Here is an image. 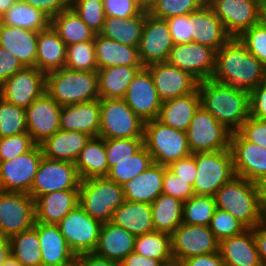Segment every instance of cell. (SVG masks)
Listing matches in <instances>:
<instances>
[{"label": "cell", "mask_w": 266, "mask_h": 266, "mask_svg": "<svg viewBox=\"0 0 266 266\" xmlns=\"http://www.w3.org/2000/svg\"><path fill=\"white\" fill-rule=\"evenodd\" d=\"M155 231L172 234L182 224L183 202L161 193L151 204Z\"/></svg>", "instance_id": "obj_40"}, {"label": "cell", "mask_w": 266, "mask_h": 266, "mask_svg": "<svg viewBox=\"0 0 266 266\" xmlns=\"http://www.w3.org/2000/svg\"><path fill=\"white\" fill-rule=\"evenodd\" d=\"M0 266H22L13 256H9V258L2 263Z\"/></svg>", "instance_id": "obj_70"}, {"label": "cell", "mask_w": 266, "mask_h": 266, "mask_svg": "<svg viewBox=\"0 0 266 266\" xmlns=\"http://www.w3.org/2000/svg\"><path fill=\"white\" fill-rule=\"evenodd\" d=\"M197 166V176L193 184L196 195L214 196L233 177V157L230 148L216 152L193 153Z\"/></svg>", "instance_id": "obj_7"}, {"label": "cell", "mask_w": 266, "mask_h": 266, "mask_svg": "<svg viewBox=\"0 0 266 266\" xmlns=\"http://www.w3.org/2000/svg\"><path fill=\"white\" fill-rule=\"evenodd\" d=\"M27 132L26 109L0 96V138Z\"/></svg>", "instance_id": "obj_46"}, {"label": "cell", "mask_w": 266, "mask_h": 266, "mask_svg": "<svg viewBox=\"0 0 266 266\" xmlns=\"http://www.w3.org/2000/svg\"><path fill=\"white\" fill-rule=\"evenodd\" d=\"M35 201L29 193L0 190V235L10 238L34 227Z\"/></svg>", "instance_id": "obj_10"}, {"label": "cell", "mask_w": 266, "mask_h": 266, "mask_svg": "<svg viewBox=\"0 0 266 266\" xmlns=\"http://www.w3.org/2000/svg\"><path fill=\"white\" fill-rule=\"evenodd\" d=\"M91 136L75 130H59L40 144L43 156L75 163Z\"/></svg>", "instance_id": "obj_29"}, {"label": "cell", "mask_w": 266, "mask_h": 266, "mask_svg": "<svg viewBox=\"0 0 266 266\" xmlns=\"http://www.w3.org/2000/svg\"><path fill=\"white\" fill-rule=\"evenodd\" d=\"M135 236L155 231L152 219V206L149 203L126 200L113 212L110 221Z\"/></svg>", "instance_id": "obj_33"}, {"label": "cell", "mask_w": 266, "mask_h": 266, "mask_svg": "<svg viewBox=\"0 0 266 266\" xmlns=\"http://www.w3.org/2000/svg\"><path fill=\"white\" fill-rule=\"evenodd\" d=\"M61 108L45 91L26 109L27 132L36 145L60 130Z\"/></svg>", "instance_id": "obj_19"}, {"label": "cell", "mask_w": 266, "mask_h": 266, "mask_svg": "<svg viewBox=\"0 0 266 266\" xmlns=\"http://www.w3.org/2000/svg\"><path fill=\"white\" fill-rule=\"evenodd\" d=\"M235 176L251 182L266 175V148L247 141L238 131L230 138Z\"/></svg>", "instance_id": "obj_20"}, {"label": "cell", "mask_w": 266, "mask_h": 266, "mask_svg": "<svg viewBox=\"0 0 266 266\" xmlns=\"http://www.w3.org/2000/svg\"><path fill=\"white\" fill-rule=\"evenodd\" d=\"M43 158L40 145L11 160L0 161V190L29 193Z\"/></svg>", "instance_id": "obj_14"}, {"label": "cell", "mask_w": 266, "mask_h": 266, "mask_svg": "<svg viewBox=\"0 0 266 266\" xmlns=\"http://www.w3.org/2000/svg\"><path fill=\"white\" fill-rule=\"evenodd\" d=\"M166 168V166L153 163L144 172L122 184L125 199L152 204L162 193Z\"/></svg>", "instance_id": "obj_30"}, {"label": "cell", "mask_w": 266, "mask_h": 266, "mask_svg": "<svg viewBox=\"0 0 266 266\" xmlns=\"http://www.w3.org/2000/svg\"><path fill=\"white\" fill-rule=\"evenodd\" d=\"M50 25L65 44L94 41L96 33L72 9H66L51 18Z\"/></svg>", "instance_id": "obj_39"}, {"label": "cell", "mask_w": 266, "mask_h": 266, "mask_svg": "<svg viewBox=\"0 0 266 266\" xmlns=\"http://www.w3.org/2000/svg\"><path fill=\"white\" fill-rule=\"evenodd\" d=\"M46 92L61 106L100 99L97 71L66 67L46 74Z\"/></svg>", "instance_id": "obj_3"}, {"label": "cell", "mask_w": 266, "mask_h": 266, "mask_svg": "<svg viewBox=\"0 0 266 266\" xmlns=\"http://www.w3.org/2000/svg\"><path fill=\"white\" fill-rule=\"evenodd\" d=\"M220 241L208 226L182 223L171 234V251L174 264L194 256L219 252Z\"/></svg>", "instance_id": "obj_13"}, {"label": "cell", "mask_w": 266, "mask_h": 266, "mask_svg": "<svg viewBox=\"0 0 266 266\" xmlns=\"http://www.w3.org/2000/svg\"><path fill=\"white\" fill-rule=\"evenodd\" d=\"M67 45L50 25L38 32L35 67L45 74L65 67Z\"/></svg>", "instance_id": "obj_31"}, {"label": "cell", "mask_w": 266, "mask_h": 266, "mask_svg": "<svg viewBox=\"0 0 266 266\" xmlns=\"http://www.w3.org/2000/svg\"><path fill=\"white\" fill-rule=\"evenodd\" d=\"M81 180L106 177L109 171L105 139L91 137L75 162Z\"/></svg>", "instance_id": "obj_37"}, {"label": "cell", "mask_w": 266, "mask_h": 266, "mask_svg": "<svg viewBox=\"0 0 266 266\" xmlns=\"http://www.w3.org/2000/svg\"><path fill=\"white\" fill-rule=\"evenodd\" d=\"M19 0H0V17L5 14L9 8Z\"/></svg>", "instance_id": "obj_69"}, {"label": "cell", "mask_w": 266, "mask_h": 266, "mask_svg": "<svg viewBox=\"0 0 266 266\" xmlns=\"http://www.w3.org/2000/svg\"><path fill=\"white\" fill-rule=\"evenodd\" d=\"M173 45L168 22L153 16L146 7L145 22L138 45L142 65L146 67L168 61Z\"/></svg>", "instance_id": "obj_15"}, {"label": "cell", "mask_w": 266, "mask_h": 266, "mask_svg": "<svg viewBox=\"0 0 266 266\" xmlns=\"http://www.w3.org/2000/svg\"><path fill=\"white\" fill-rule=\"evenodd\" d=\"M145 16L146 8L132 18L106 17L99 35L121 44L138 47Z\"/></svg>", "instance_id": "obj_38"}, {"label": "cell", "mask_w": 266, "mask_h": 266, "mask_svg": "<svg viewBox=\"0 0 266 266\" xmlns=\"http://www.w3.org/2000/svg\"><path fill=\"white\" fill-rule=\"evenodd\" d=\"M171 172L179 176L184 181H187L193 186L197 176V166L193 153L187 157L174 161L167 167Z\"/></svg>", "instance_id": "obj_58"}, {"label": "cell", "mask_w": 266, "mask_h": 266, "mask_svg": "<svg viewBox=\"0 0 266 266\" xmlns=\"http://www.w3.org/2000/svg\"><path fill=\"white\" fill-rule=\"evenodd\" d=\"M170 28L173 44L193 42L197 31L194 26V12L187 15L175 16L166 19Z\"/></svg>", "instance_id": "obj_53"}, {"label": "cell", "mask_w": 266, "mask_h": 266, "mask_svg": "<svg viewBox=\"0 0 266 266\" xmlns=\"http://www.w3.org/2000/svg\"><path fill=\"white\" fill-rule=\"evenodd\" d=\"M144 146L154 163L166 167L192 154L186 132L165 125L158 119L144 123Z\"/></svg>", "instance_id": "obj_6"}, {"label": "cell", "mask_w": 266, "mask_h": 266, "mask_svg": "<svg viewBox=\"0 0 266 266\" xmlns=\"http://www.w3.org/2000/svg\"><path fill=\"white\" fill-rule=\"evenodd\" d=\"M200 0H152L148 12L153 16L168 19L175 16L187 15L202 7Z\"/></svg>", "instance_id": "obj_48"}, {"label": "cell", "mask_w": 266, "mask_h": 266, "mask_svg": "<svg viewBox=\"0 0 266 266\" xmlns=\"http://www.w3.org/2000/svg\"><path fill=\"white\" fill-rule=\"evenodd\" d=\"M260 0H216L210 5L231 37L258 24Z\"/></svg>", "instance_id": "obj_21"}, {"label": "cell", "mask_w": 266, "mask_h": 266, "mask_svg": "<svg viewBox=\"0 0 266 266\" xmlns=\"http://www.w3.org/2000/svg\"><path fill=\"white\" fill-rule=\"evenodd\" d=\"M178 266H225L220 252L194 256L182 260Z\"/></svg>", "instance_id": "obj_62"}, {"label": "cell", "mask_w": 266, "mask_h": 266, "mask_svg": "<svg viewBox=\"0 0 266 266\" xmlns=\"http://www.w3.org/2000/svg\"><path fill=\"white\" fill-rule=\"evenodd\" d=\"M71 8L90 29L99 34L106 18L103 0H72Z\"/></svg>", "instance_id": "obj_49"}, {"label": "cell", "mask_w": 266, "mask_h": 266, "mask_svg": "<svg viewBox=\"0 0 266 266\" xmlns=\"http://www.w3.org/2000/svg\"><path fill=\"white\" fill-rule=\"evenodd\" d=\"M186 134L191 153L216 152L230 148L232 132L201 105L194 113Z\"/></svg>", "instance_id": "obj_9"}, {"label": "cell", "mask_w": 266, "mask_h": 266, "mask_svg": "<svg viewBox=\"0 0 266 266\" xmlns=\"http://www.w3.org/2000/svg\"><path fill=\"white\" fill-rule=\"evenodd\" d=\"M254 240L258 250L259 259L266 266V219L252 228Z\"/></svg>", "instance_id": "obj_64"}, {"label": "cell", "mask_w": 266, "mask_h": 266, "mask_svg": "<svg viewBox=\"0 0 266 266\" xmlns=\"http://www.w3.org/2000/svg\"><path fill=\"white\" fill-rule=\"evenodd\" d=\"M200 105L232 133L250 116L249 94L213 79L198 83Z\"/></svg>", "instance_id": "obj_2"}, {"label": "cell", "mask_w": 266, "mask_h": 266, "mask_svg": "<svg viewBox=\"0 0 266 266\" xmlns=\"http://www.w3.org/2000/svg\"><path fill=\"white\" fill-rule=\"evenodd\" d=\"M203 6H210L213 4L216 0H200Z\"/></svg>", "instance_id": "obj_71"}, {"label": "cell", "mask_w": 266, "mask_h": 266, "mask_svg": "<svg viewBox=\"0 0 266 266\" xmlns=\"http://www.w3.org/2000/svg\"><path fill=\"white\" fill-rule=\"evenodd\" d=\"M46 74L36 67H23L0 85V96L27 109L46 90Z\"/></svg>", "instance_id": "obj_17"}, {"label": "cell", "mask_w": 266, "mask_h": 266, "mask_svg": "<svg viewBox=\"0 0 266 266\" xmlns=\"http://www.w3.org/2000/svg\"><path fill=\"white\" fill-rule=\"evenodd\" d=\"M144 146V138L105 139L107 160L129 159Z\"/></svg>", "instance_id": "obj_54"}, {"label": "cell", "mask_w": 266, "mask_h": 266, "mask_svg": "<svg viewBox=\"0 0 266 266\" xmlns=\"http://www.w3.org/2000/svg\"><path fill=\"white\" fill-rule=\"evenodd\" d=\"M94 46L98 69L111 66H143L138 47L121 44L99 34L94 37Z\"/></svg>", "instance_id": "obj_32"}, {"label": "cell", "mask_w": 266, "mask_h": 266, "mask_svg": "<svg viewBox=\"0 0 266 266\" xmlns=\"http://www.w3.org/2000/svg\"><path fill=\"white\" fill-rule=\"evenodd\" d=\"M11 255L9 238L0 235V265Z\"/></svg>", "instance_id": "obj_67"}, {"label": "cell", "mask_w": 266, "mask_h": 266, "mask_svg": "<svg viewBox=\"0 0 266 266\" xmlns=\"http://www.w3.org/2000/svg\"><path fill=\"white\" fill-rule=\"evenodd\" d=\"M42 254V266H69L76 258L57 224L35 221Z\"/></svg>", "instance_id": "obj_23"}, {"label": "cell", "mask_w": 266, "mask_h": 266, "mask_svg": "<svg viewBox=\"0 0 266 266\" xmlns=\"http://www.w3.org/2000/svg\"><path fill=\"white\" fill-rule=\"evenodd\" d=\"M34 201L36 222L58 224L79 205V189L47 193L37 197Z\"/></svg>", "instance_id": "obj_25"}, {"label": "cell", "mask_w": 266, "mask_h": 266, "mask_svg": "<svg viewBox=\"0 0 266 266\" xmlns=\"http://www.w3.org/2000/svg\"><path fill=\"white\" fill-rule=\"evenodd\" d=\"M258 23L266 28V0L259 1Z\"/></svg>", "instance_id": "obj_68"}, {"label": "cell", "mask_w": 266, "mask_h": 266, "mask_svg": "<svg viewBox=\"0 0 266 266\" xmlns=\"http://www.w3.org/2000/svg\"><path fill=\"white\" fill-rule=\"evenodd\" d=\"M23 68L15 56L0 47V85Z\"/></svg>", "instance_id": "obj_60"}, {"label": "cell", "mask_w": 266, "mask_h": 266, "mask_svg": "<svg viewBox=\"0 0 266 266\" xmlns=\"http://www.w3.org/2000/svg\"><path fill=\"white\" fill-rule=\"evenodd\" d=\"M216 210L213 196L194 194L183 202L182 223L187 225L209 226Z\"/></svg>", "instance_id": "obj_45"}, {"label": "cell", "mask_w": 266, "mask_h": 266, "mask_svg": "<svg viewBox=\"0 0 266 266\" xmlns=\"http://www.w3.org/2000/svg\"><path fill=\"white\" fill-rule=\"evenodd\" d=\"M0 23L10 27H20L40 32L50 26L51 18L40 9L19 0L0 17Z\"/></svg>", "instance_id": "obj_41"}, {"label": "cell", "mask_w": 266, "mask_h": 266, "mask_svg": "<svg viewBox=\"0 0 266 266\" xmlns=\"http://www.w3.org/2000/svg\"><path fill=\"white\" fill-rule=\"evenodd\" d=\"M144 123L124 99H100L99 137L144 138Z\"/></svg>", "instance_id": "obj_8"}, {"label": "cell", "mask_w": 266, "mask_h": 266, "mask_svg": "<svg viewBox=\"0 0 266 266\" xmlns=\"http://www.w3.org/2000/svg\"><path fill=\"white\" fill-rule=\"evenodd\" d=\"M65 67L76 71H97L94 41L68 45Z\"/></svg>", "instance_id": "obj_47"}, {"label": "cell", "mask_w": 266, "mask_h": 266, "mask_svg": "<svg viewBox=\"0 0 266 266\" xmlns=\"http://www.w3.org/2000/svg\"><path fill=\"white\" fill-rule=\"evenodd\" d=\"M250 116L266 121V79L249 94Z\"/></svg>", "instance_id": "obj_59"}, {"label": "cell", "mask_w": 266, "mask_h": 266, "mask_svg": "<svg viewBox=\"0 0 266 266\" xmlns=\"http://www.w3.org/2000/svg\"><path fill=\"white\" fill-rule=\"evenodd\" d=\"M144 66H111L98 69L100 99H124L134 76Z\"/></svg>", "instance_id": "obj_35"}, {"label": "cell", "mask_w": 266, "mask_h": 266, "mask_svg": "<svg viewBox=\"0 0 266 266\" xmlns=\"http://www.w3.org/2000/svg\"><path fill=\"white\" fill-rule=\"evenodd\" d=\"M81 178L75 163L43 156L29 194L37 197L60 190L79 189Z\"/></svg>", "instance_id": "obj_12"}, {"label": "cell", "mask_w": 266, "mask_h": 266, "mask_svg": "<svg viewBox=\"0 0 266 266\" xmlns=\"http://www.w3.org/2000/svg\"><path fill=\"white\" fill-rule=\"evenodd\" d=\"M216 50L197 42L174 44L168 62L192 76L198 83L211 79Z\"/></svg>", "instance_id": "obj_16"}, {"label": "cell", "mask_w": 266, "mask_h": 266, "mask_svg": "<svg viewBox=\"0 0 266 266\" xmlns=\"http://www.w3.org/2000/svg\"><path fill=\"white\" fill-rule=\"evenodd\" d=\"M258 205L262 216L266 219V175L254 181Z\"/></svg>", "instance_id": "obj_66"}, {"label": "cell", "mask_w": 266, "mask_h": 266, "mask_svg": "<svg viewBox=\"0 0 266 266\" xmlns=\"http://www.w3.org/2000/svg\"><path fill=\"white\" fill-rule=\"evenodd\" d=\"M162 193L182 202L189 200L194 195L193 186L176 176L168 168L164 171Z\"/></svg>", "instance_id": "obj_56"}, {"label": "cell", "mask_w": 266, "mask_h": 266, "mask_svg": "<svg viewBox=\"0 0 266 266\" xmlns=\"http://www.w3.org/2000/svg\"><path fill=\"white\" fill-rule=\"evenodd\" d=\"M152 0H145L146 6L151 2Z\"/></svg>", "instance_id": "obj_72"}, {"label": "cell", "mask_w": 266, "mask_h": 266, "mask_svg": "<svg viewBox=\"0 0 266 266\" xmlns=\"http://www.w3.org/2000/svg\"><path fill=\"white\" fill-rule=\"evenodd\" d=\"M194 26L197 34L193 42L212 47L216 51L231 38L210 6H202L194 11Z\"/></svg>", "instance_id": "obj_36"}, {"label": "cell", "mask_w": 266, "mask_h": 266, "mask_svg": "<svg viewBox=\"0 0 266 266\" xmlns=\"http://www.w3.org/2000/svg\"><path fill=\"white\" fill-rule=\"evenodd\" d=\"M34 8L40 9L50 18L63 10L71 8L72 0H22Z\"/></svg>", "instance_id": "obj_61"}, {"label": "cell", "mask_w": 266, "mask_h": 266, "mask_svg": "<svg viewBox=\"0 0 266 266\" xmlns=\"http://www.w3.org/2000/svg\"><path fill=\"white\" fill-rule=\"evenodd\" d=\"M199 107L200 94L197 88L190 94L162 102L157 119L176 130L186 132Z\"/></svg>", "instance_id": "obj_34"}, {"label": "cell", "mask_w": 266, "mask_h": 266, "mask_svg": "<svg viewBox=\"0 0 266 266\" xmlns=\"http://www.w3.org/2000/svg\"><path fill=\"white\" fill-rule=\"evenodd\" d=\"M36 144L28 132L0 138V161L11 160L30 151Z\"/></svg>", "instance_id": "obj_52"}, {"label": "cell", "mask_w": 266, "mask_h": 266, "mask_svg": "<svg viewBox=\"0 0 266 266\" xmlns=\"http://www.w3.org/2000/svg\"><path fill=\"white\" fill-rule=\"evenodd\" d=\"M11 256L22 266H42L37 230L33 227L9 238Z\"/></svg>", "instance_id": "obj_44"}, {"label": "cell", "mask_w": 266, "mask_h": 266, "mask_svg": "<svg viewBox=\"0 0 266 266\" xmlns=\"http://www.w3.org/2000/svg\"><path fill=\"white\" fill-rule=\"evenodd\" d=\"M136 236L111 222L102 223L94 254L120 263L134 250Z\"/></svg>", "instance_id": "obj_28"}, {"label": "cell", "mask_w": 266, "mask_h": 266, "mask_svg": "<svg viewBox=\"0 0 266 266\" xmlns=\"http://www.w3.org/2000/svg\"><path fill=\"white\" fill-rule=\"evenodd\" d=\"M74 262L77 266H120V263L100 257L94 253L77 255Z\"/></svg>", "instance_id": "obj_63"}, {"label": "cell", "mask_w": 266, "mask_h": 266, "mask_svg": "<svg viewBox=\"0 0 266 266\" xmlns=\"http://www.w3.org/2000/svg\"><path fill=\"white\" fill-rule=\"evenodd\" d=\"M38 32L0 23V47L15 56L23 67H35Z\"/></svg>", "instance_id": "obj_26"}, {"label": "cell", "mask_w": 266, "mask_h": 266, "mask_svg": "<svg viewBox=\"0 0 266 266\" xmlns=\"http://www.w3.org/2000/svg\"><path fill=\"white\" fill-rule=\"evenodd\" d=\"M120 266H164L159 260L144 257L134 252L126 256L121 262Z\"/></svg>", "instance_id": "obj_65"}, {"label": "cell", "mask_w": 266, "mask_h": 266, "mask_svg": "<svg viewBox=\"0 0 266 266\" xmlns=\"http://www.w3.org/2000/svg\"><path fill=\"white\" fill-rule=\"evenodd\" d=\"M152 75L158 96L162 102L185 96L198 88V82L168 61L146 66Z\"/></svg>", "instance_id": "obj_22"}, {"label": "cell", "mask_w": 266, "mask_h": 266, "mask_svg": "<svg viewBox=\"0 0 266 266\" xmlns=\"http://www.w3.org/2000/svg\"><path fill=\"white\" fill-rule=\"evenodd\" d=\"M208 227L219 241L239 235L247 229L227 211L218 208H216Z\"/></svg>", "instance_id": "obj_50"}, {"label": "cell", "mask_w": 266, "mask_h": 266, "mask_svg": "<svg viewBox=\"0 0 266 266\" xmlns=\"http://www.w3.org/2000/svg\"><path fill=\"white\" fill-rule=\"evenodd\" d=\"M125 201L122 185L106 177L81 180L79 206L101 223L110 222L113 212Z\"/></svg>", "instance_id": "obj_5"}, {"label": "cell", "mask_w": 266, "mask_h": 266, "mask_svg": "<svg viewBox=\"0 0 266 266\" xmlns=\"http://www.w3.org/2000/svg\"><path fill=\"white\" fill-rule=\"evenodd\" d=\"M133 252L144 257L157 259L164 266L174 264L171 251V235L164 232L153 231L136 236Z\"/></svg>", "instance_id": "obj_42"}, {"label": "cell", "mask_w": 266, "mask_h": 266, "mask_svg": "<svg viewBox=\"0 0 266 266\" xmlns=\"http://www.w3.org/2000/svg\"><path fill=\"white\" fill-rule=\"evenodd\" d=\"M60 129L75 130L98 137L100 130V99L62 106Z\"/></svg>", "instance_id": "obj_24"}, {"label": "cell", "mask_w": 266, "mask_h": 266, "mask_svg": "<svg viewBox=\"0 0 266 266\" xmlns=\"http://www.w3.org/2000/svg\"><path fill=\"white\" fill-rule=\"evenodd\" d=\"M124 100L144 122L158 118L162 101L156 91L152 75L146 67L140 69L134 76Z\"/></svg>", "instance_id": "obj_18"}, {"label": "cell", "mask_w": 266, "mask_h": 266, "mask_svg": "<svg viewBox=\"0 0 266 266\" xmlns=\"http://www.w3.org/2000/svg\"><path fill=\"white\" fill-rule=\"evenodd\" d=\"M237 38L266 67V28L258 23Z\"/></svg>", "instance_id": "obj_51"}, {"label": "cell", "mask_w": 266, "mask_h": 266, "mask_svg": "<svg viewBox=\"0 0 266 266\" xmlns=\"http://www.w3.org/2000/svg\"><path fill=\"white\" fill-rule=\"evenodd\" d=\"M57 225L76 256L94 252L102 223L92 218L79 205Z\"/></svg>", "instance_id": "obj_11"}, {"label": "cell", "mask_w": 266, "mask_h": 266, "mask_svg": "<svg viewBox=\"0 0 266 266\" xmlns=\"http://www.w3.org/2000/svg\"><path fill=\"white\" fill-rule=\"evenodd\" d=\"M107 162L109 171L106 178L119 185L132 180L154 163L145 146L130 156L129 159L107 160Z\"/></svg>", "instance_id": "obj_43"}, {"label": "cell", "mask_w": 266, "mask_h": 266, "mask_svg": "<svg viewBox=\"0 0 266 266\" xmlns=\"http://www.w3.org/2000/svg\"><path fill=\"white\" fill-rule=\"evenodd\" d=\"M216 208L227 211L247 229L261 224L262 216L254 182L235 176L213 196Z\"/></svg>", "instance_id": "obj_4"}, {"label": "cell", "mask_w": 266, "mask_h": 266, "mask_svg": "<svg viewBox=\"0 0 266 266\" xmlns=\"http://www.w3.org/2000/svg\"><path fill=\"white\" fill-rule=\"evenodd\" d=\"M219 252L225 266H263L252 229L221 240Z\"/></svg>", "instance_id": "obj_27"}, {"label": "cell", "mask_w": 266, "mask_h": 266, "mask_svg": "<svg viewBox=\"0 0 266 266\" xmlns=\"http://www.w3.org/2000/svg\"><path fill=\"white\" fill-rule=\"evenodd\" d=\"M69 266H77V265H76V263H75V262H73V263H72L71 265H69Z\"/></svg>", "instance_id": "obj_73"}, {"label": "cell", "mask_w": 266, "mask_h": 266, "mask_svg": "<svg viewBox=\"0 0 266 266\" xmlns=\"http://www.w3.org/2000/svg\"><path fill=\"white\" fill-rule=\"evenodd\" d=\"M213 80L250 93L266 79V67L239 41L231 37L216 51Z\"/></svg>", "instance_id": "obj_1"}, {"label": "cell", "mask_w": 266, "mask_h": 266, "mask_svg": "<svg viewBox=\"0 0 266 266\" xmlns=\"http://www.w3.org/2000/svg\"><path fill=\"white\" fill-rule=\"evenodd\" d=\"M106 17L132 18L147 6L145 0H103Z\"/></svg>", "instance_id": "obj_55"}, {"label": "cell", "mask_w": 266, "mask_h": 266, "mask_svg": "<svg viewBox=\"0 0 266 266\" xmlns=\"http://www.w3.org/2000/svg\"><path fill=\"white\" fill-rule=\"evenodd\" d=\"M238 132L247 140L266 148V121L249 116Z\"/></svg>", "instance_id": "obj_57"}]
</instances>
